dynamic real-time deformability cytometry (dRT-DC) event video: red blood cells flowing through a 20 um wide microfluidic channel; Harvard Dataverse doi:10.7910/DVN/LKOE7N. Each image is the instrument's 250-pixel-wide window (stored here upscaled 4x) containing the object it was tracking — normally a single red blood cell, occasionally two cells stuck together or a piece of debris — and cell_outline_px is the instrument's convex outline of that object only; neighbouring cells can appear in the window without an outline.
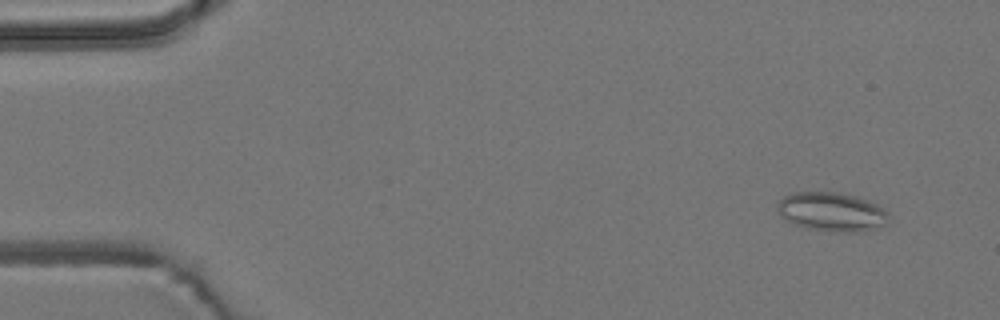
{"species": "common noctule bat (a hibernating species)", "species_latin": "Nyctalus noctula", "temperature_condition": "room temperature", "stored_images_in_passage": 5, "camera_frame_rate_fps": 3000, "um_per_image_px": 0.085, "animal": {"sex": "male", "body_mass_g": 19.2, "forearm_length_mm": 51.8}, "frame": {"image": 1, "passage_image": 2, "time_ms": 1.0, "image_size_px": [1000, 320], "cell_outline_px": [[888, 212], [884, 224], [856, 232], [844, 232], [808, 228], [792, 224], [780, 216], [776, 208], [776, 204], [784, 196], [796, 192], [836, 192], [856, 196], [868, 200], [884, 208]], "centroid_in_image_um": [70.63, 17.98], "position_along_channel_um": 14.4, "area_um2": 24.97}}